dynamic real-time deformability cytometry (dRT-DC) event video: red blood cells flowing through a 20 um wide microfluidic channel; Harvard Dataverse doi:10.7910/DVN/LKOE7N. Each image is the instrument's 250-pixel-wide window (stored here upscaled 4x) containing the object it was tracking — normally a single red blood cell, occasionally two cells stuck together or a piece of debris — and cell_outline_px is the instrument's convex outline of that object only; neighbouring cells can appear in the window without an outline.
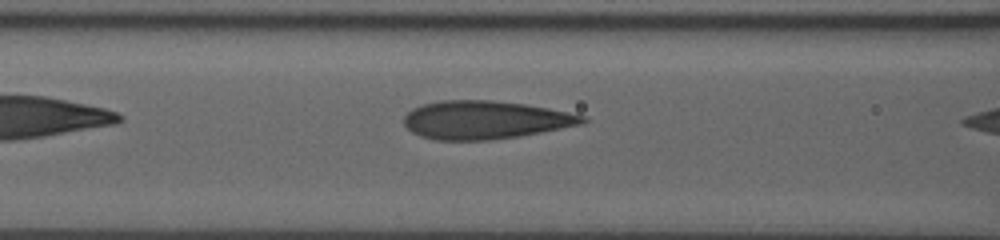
{"species": "human", "species_latin": "Homo sapiens", "temperature_condition": "room temperature", "stored_images_in_passage": 6, "camera_frame_rate_fps": 3000, "um_per_image_px": 0.085, "donor": {"sex": "male"}, "frame": {"image": 1, "passage_image": 5, "time_ms": 1.333, "image_size_px": [1000, 240], "cell_outline_px": [[588, 120], [584, 124], [520, 136], [488, 140], [436, 140], [420, 136], [412, 132], [404, 124], [404, 116], [412, 108], [424, 104], [440, 100], [492, 100], [524, 104], [548, 108], [588, 116]], "centroid_in_image_um": [41.25, 10.19], "position_along_channel_um": 125.3, "area_um2": 39.88}}